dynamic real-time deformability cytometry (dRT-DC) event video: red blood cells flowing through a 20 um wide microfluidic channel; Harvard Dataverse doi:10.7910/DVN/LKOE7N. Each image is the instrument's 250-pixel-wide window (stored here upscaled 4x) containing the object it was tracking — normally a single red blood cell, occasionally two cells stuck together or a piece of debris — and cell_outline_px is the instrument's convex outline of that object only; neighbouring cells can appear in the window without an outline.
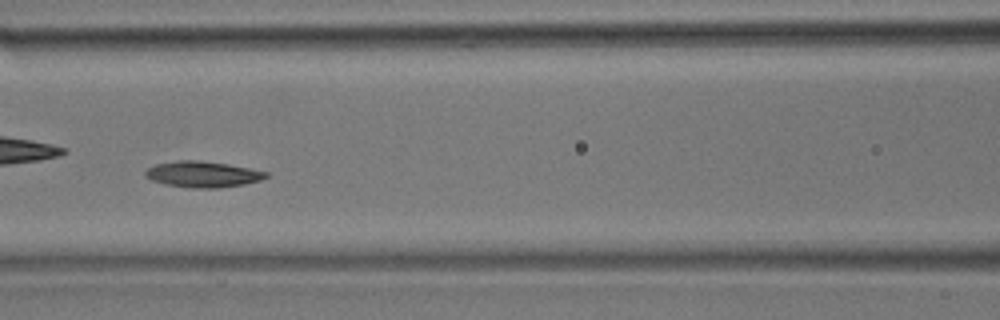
{"species": "common noctule bat (a hibernating species)", "species_latin": "Nyctalus noctula", "temperature_condition": "room temperature", "stored_images_in_passage": 41, "camera_frame_rate_fps": 3000, "um_per_image_px": 0.085, "animal": {"sex": "male", "body_mass_g": 17.9}, "frame": {"image": 1, "passage_image": 18, "time_ms": 5.667, "image_size_px": [1000, 320], "cell_outline_px": [[268, 176], [260, 180], [244, 184], [220, 188], [192, 188], [164, 184], [152, 180], [144, 176], [144, 172], [148, 168], [156, 164], [180, 160], [200, 160], [228, 164], [268, 172]], "centroid_in_image_um": [17.21, 14.81], "position_along_channel_um": 149.4, "area_um2": 18.26}}